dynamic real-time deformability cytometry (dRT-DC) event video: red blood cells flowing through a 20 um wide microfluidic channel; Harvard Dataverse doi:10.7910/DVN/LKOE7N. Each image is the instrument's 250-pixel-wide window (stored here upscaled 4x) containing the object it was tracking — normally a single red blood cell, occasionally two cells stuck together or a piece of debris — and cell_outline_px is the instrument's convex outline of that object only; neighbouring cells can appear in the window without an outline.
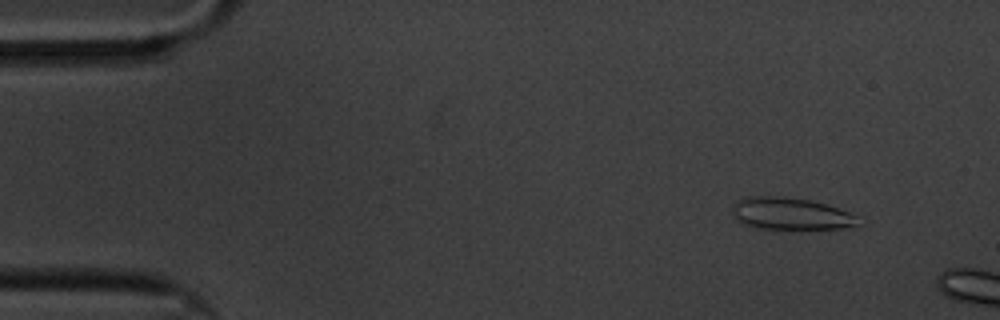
{"species": "common noctule bat (a hibernating species)", "species_latin": "Nyctalus noctula", "temperature_condition": "cold", "stored_images_in_passage": 10, "camera_frame_rate_fps": 3000, "um_per_image_px": 0.085, "animal": {"sex": "male", "body_mass_g": 20.1, "forearm_length_mm": 53.5}, "frame": {"image": 1, "passage_image": 6, "time_ms": 1.667, "image_size_px": [1000, 320], "cell_outline_px": [[856, 224], [844, 228], [788, 232], [756, 228], [740, 224], [732, 216], [732, 212], [736, 204], [744, 196], [784, 196], [808, 200], [824, 204], [848, 212], [852, 216]], "centroid_in_image_um": [67.09, 18.22], "position_along_channel_um": 17.9, "area_um2": 24.16}}